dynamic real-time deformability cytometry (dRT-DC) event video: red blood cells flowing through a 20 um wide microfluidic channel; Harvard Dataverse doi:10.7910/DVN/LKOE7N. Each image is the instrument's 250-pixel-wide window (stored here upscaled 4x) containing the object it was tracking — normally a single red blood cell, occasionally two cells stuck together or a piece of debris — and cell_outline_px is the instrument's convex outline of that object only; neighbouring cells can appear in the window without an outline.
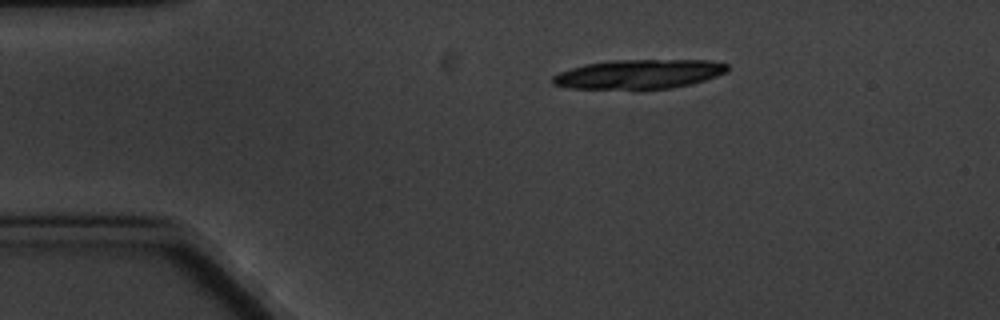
{"species": "common noctule bat (a hibernating species)", "species_latin": "Nyctalus noctula", "temperature_condition": "cold", "stored_images_in_passage": 2, "camera_frame_rate_fps": 3000, "um_per_image_px": 0.085, "animal": {"sex": "male", "body_mass_g": 20.1, "forearm_length_mm": 53.5}, "frame": {"image": 1, "passage_image": 1, "time_ms": 0.0, "image_size_px": [1000, 320], "cell_outline_px": [[728, 68], [724, 72], [716, 76], [692, 84], [672, 88], [568, 88], [552, 84], [552, 76], [560, 72], [584, 64], [612, 60], [708, 60], [728, 64]], "centroid_in_image_um": [54.3, 6.29], "position_along_channel_um": 30.7, "area_um2": 29.48}}